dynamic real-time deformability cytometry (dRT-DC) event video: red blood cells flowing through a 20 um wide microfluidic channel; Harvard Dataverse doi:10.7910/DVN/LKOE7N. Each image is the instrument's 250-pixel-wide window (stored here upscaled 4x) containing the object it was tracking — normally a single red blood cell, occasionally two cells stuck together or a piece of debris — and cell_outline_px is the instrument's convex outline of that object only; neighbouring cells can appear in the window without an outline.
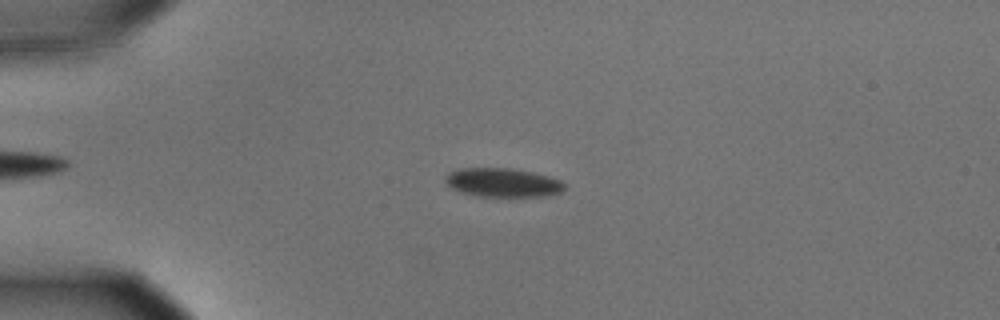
{"species": "common noctule bat (a hibernating species)", "species_latin": "Nyctalus noctula", "temperature_condition": "cold", "stored_images_in_passage": 53, "camera_frame_rate_fps": 3000, "um_per_image_px": 0.085, "animal": {"sex": "male", "body_mass_g": 15.6}, "frame": {"image": 1, "passage_image": 11, "time_ms": 3.333, "image_size_px": [1000, 320], "cell_outline_px": [[564, 188], [560, 192], [544, 196], [476, 196], [452, 188], [444, 180], [444, 176], [448, 172], [460, 168], [512, 168], [532, 172], [548, 176], [560, 180], [564, 184]], "centroid_in_image_um": [42.7, 15.5], "position_along_channel_um": 42.3, "area_um2": 19.88}}
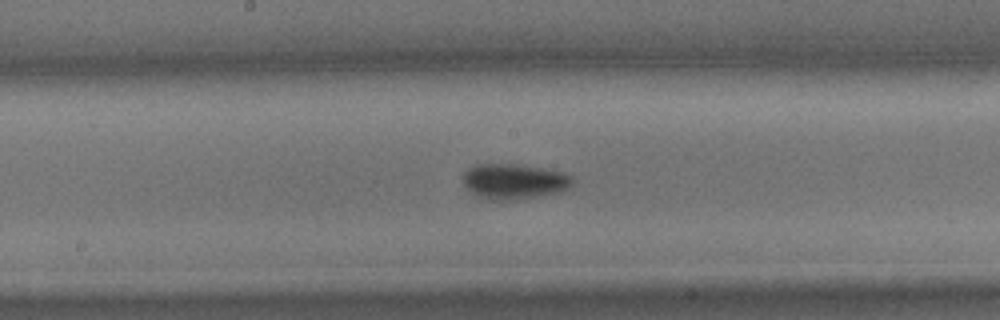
{"frame": {"image": 2, "passage_image": 27, "time_ms": 8.667, "image_size_px": [1000, 320], "cell_outline_px": [[572, 180], [568, 188], [560, 192], [544, 196], [520, 200], [484, 200], [472, 192], [464, 184], [464, 172], [468, 168], [476, 164], [520, 164], [548, 168], [568, 172], [572, 176]], "centroid_in_image_um": [43.75, 15.42], "position_along_channel_um": 204.5, "area_um2": 23.12}}
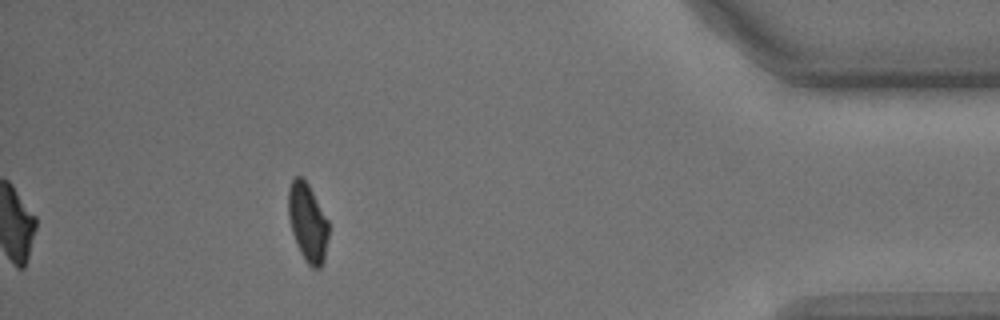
{"frame": {"image": 3, "passage_image": 48, "time_ms": 15.667, "image_size_px": [1000, 320], "cell_outline_px": [[328, 236], [324, 260], [320, 268], [312, 268], [304, 260], [300, 252], [292, 232], [288, 216], [288, 188], [292, 180], [296, 176], [300, 176], [308, 184], [328, 220]], "centroid_in_image_um": [26.14, 18.92], "position_along_channel_um": 409.1, "area_um2": 18.26}, "authors_computed_cell_mechanics": {"area_um2": 20.1722, "velocity_mm_per_s": 3.5795, "shape_relaxation_time_tau1_ms": 2.2249, "shape_relaxation_time_tau2_ms": null, "deformation_change_tau1": 0.0925, "deformation_change_tau2": null}}